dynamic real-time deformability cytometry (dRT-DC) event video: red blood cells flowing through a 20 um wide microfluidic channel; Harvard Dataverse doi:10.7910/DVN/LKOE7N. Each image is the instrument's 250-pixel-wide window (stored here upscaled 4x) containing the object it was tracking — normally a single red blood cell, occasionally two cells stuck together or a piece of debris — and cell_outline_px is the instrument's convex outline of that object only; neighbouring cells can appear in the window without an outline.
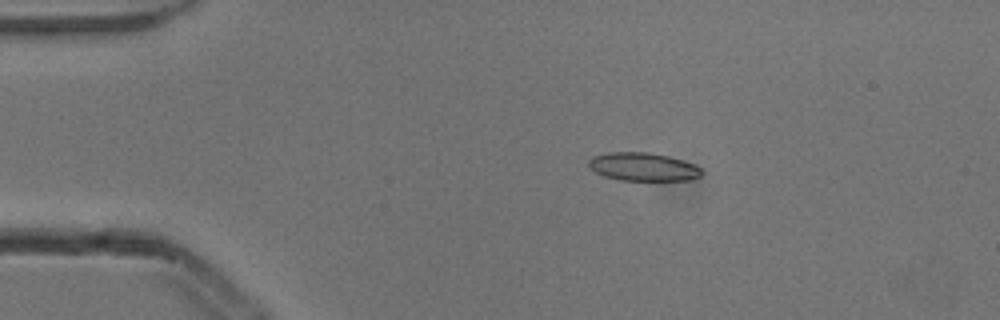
{"species": "common noctule bat (a hibernating species)", "species_latin": "Nyctalus noctula", "temperature_condition": "cold", "stored_images_in_passage": 7, "camera_frame_rate_fps": 3000, "um_per_image_px": 0.085, "animal": {"sex": "male", "body_mass_g": 13.3}, "frame": {"image": 1, "passage_image": 2, "time_ms": 0.333, "image_size_px": [1000, 320], "cell_outline_px": [[704, 172], [700, 176], [692, 180], [620, 180], [604, 176], [596, 172], [588, 164], [588, 160], [592, 156], [608, 152], [648, 152], [668, 156], [692, 164], [700, 168]], "centroid_in_image_um": [54.65, 14.18], "position_along_channel_um": 30.3, "area_um2": 18.5}}
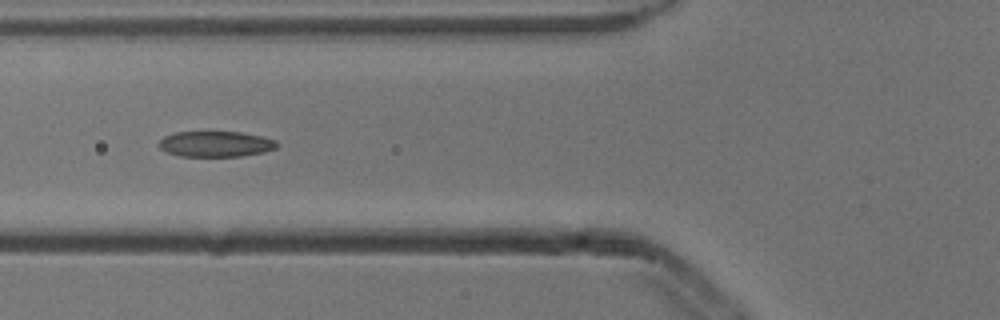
{"frame": {"image": 2, "passage_image": 5, "time_ms": 1.333, "image_size_px": [1000, 320], "cell_outline_px": [[280, 144], [276, 148], [264, 152], [240, 156], [180, 156], [168, 152], [160, 148], [160, 140], [164, 136], [176, 132], [240, 132], [260, 136], [276, 140]], "centroid_in_image_um": [18.37, 12.24], "position_along_channel_um": 107.4, "area_um2": 17.51}}
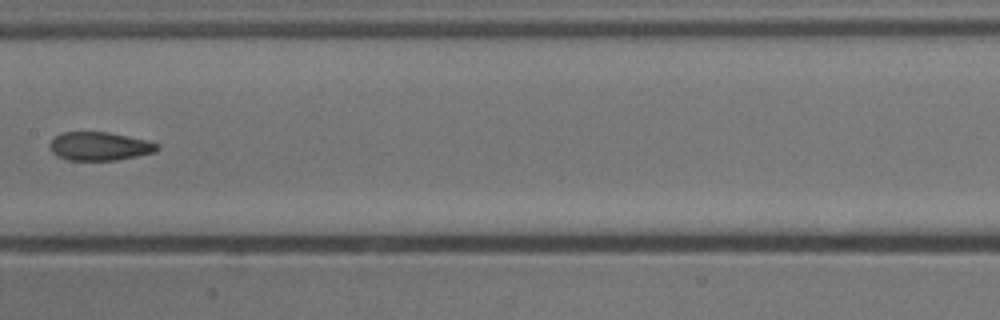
{"frame": {"image": 3, "passage_image": 7, "time_ms": 2.0, "image_size_px": [1000, 320], "cell_outline_px": [[160, 148], [156, 152], [116, 160], [68, 160], [56, 156], [52, 152], [48, 144], [56, 136], [64, 132], [108, 132], [144, 140], [160, 144]], "centroid_in_image_um": [8.45, 12.44], "position_along_channel_um": 198.9, "area_um2": 17.74}}